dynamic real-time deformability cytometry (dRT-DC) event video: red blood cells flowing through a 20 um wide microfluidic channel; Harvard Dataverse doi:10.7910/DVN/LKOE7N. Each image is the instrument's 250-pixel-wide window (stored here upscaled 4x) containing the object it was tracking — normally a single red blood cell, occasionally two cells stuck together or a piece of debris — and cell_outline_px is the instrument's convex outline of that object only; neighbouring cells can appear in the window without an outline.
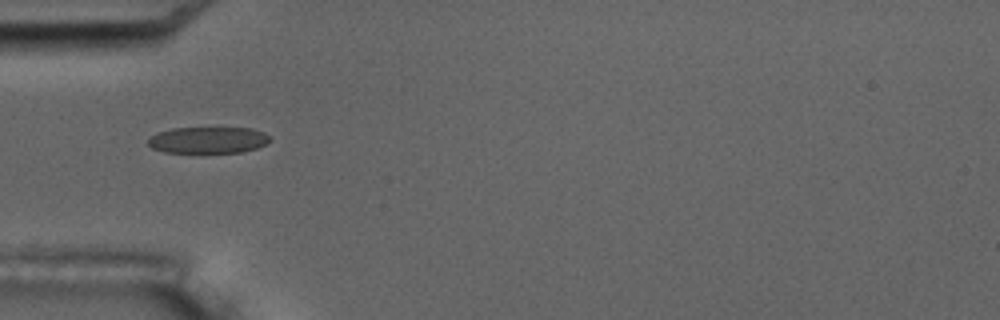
{"species": "common noctule bat (a hibernating species)", "species_latin": "Nyctalus noctula", "temperature_condition": "room temperature", "stored_images_in_passage": 7, "camera_frame_rate_fps": 3000, "um_per_image_px": 0.085, "animal": {"sex": "male", "body_mass_g": 17.5, "forearm_length_mm": 52.3}, "frame": {"image": 1, "passage_image": 5, "time_ms": 4.667, "image_size_px": [1000, 320], "cell_outline_px": [[272, 140], [256, 148], [240, 152], [204, 156], [164, 152], [152, 148], [148, 144], [148, 136], [156, 132], [172, 128], [252, 128], [264, 132], [272, 136]], "centroid_in_image_um": [17.65, 11.95], "position_along_channel_um": 67.3, "area_um2": 20.0}}